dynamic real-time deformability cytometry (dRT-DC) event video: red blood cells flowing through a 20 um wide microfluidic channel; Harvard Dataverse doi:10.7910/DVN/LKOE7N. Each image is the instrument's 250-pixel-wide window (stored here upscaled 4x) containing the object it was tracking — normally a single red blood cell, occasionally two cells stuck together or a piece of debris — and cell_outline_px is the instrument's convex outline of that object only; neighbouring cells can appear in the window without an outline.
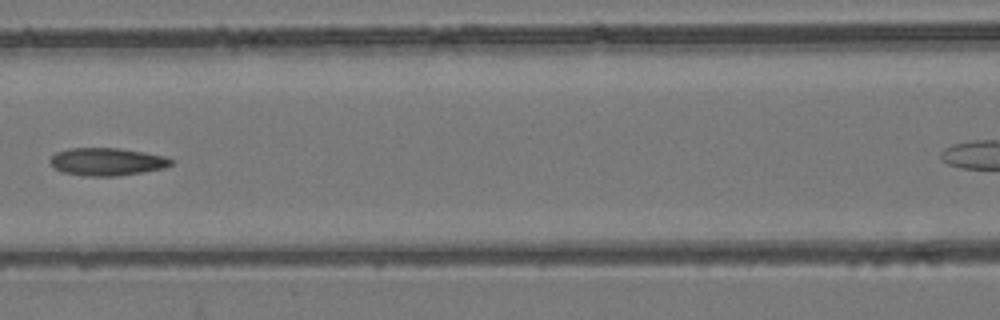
{"species": "common noctule bat (a hibernating species)", "species_latin": "Nyctalus noctula", "temperature_condition": "room temperature", "stored_images_in_passage": 6, "segment_of_instrument_passage": [1, 2], "camera_frame_rate_fps": 3000, "um_per_image_px": 0.085, "animal": {"sex": "female", "body_mass_g": 24.6, "forearm_length_mm": 56.2}, "frame": {"image": 1, "passage_image": 4, "time_ms": 1.0, "image_size_px": [1000, 320], "cell_outline_px": [[172, 164], [164, 168], [144, 172], [116, 176], [84, 176], [64, 172], [56, 168], [48, 160], [56, 152], [68, 148], [120, 148], [144, 152], [164, 156], [172, 160]], "centroid_in_image_um": [9.09, 13.74], "position_along_channel_um": 157.5, "area_um2": 19.48}}
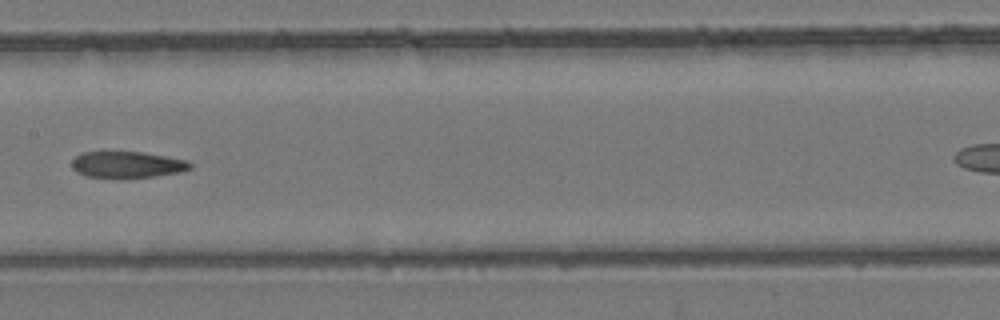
{"frame": {"image": 2, "passage_image": 5, "time_ms": 1.333, "image_size_px": [1000, 320], "cell_outline_px": [[192, 168], [184, 172], [124, 180], [120, 180], [84, 176], [76, 172], [72, 168], [72, 160], [80, 152], [144, 152], [188, 160], [192, 164]], "centroid_in_image_um": [10.82, 14.03], "position_along_channel_um": 196.6, "area_um2": 19.02}}